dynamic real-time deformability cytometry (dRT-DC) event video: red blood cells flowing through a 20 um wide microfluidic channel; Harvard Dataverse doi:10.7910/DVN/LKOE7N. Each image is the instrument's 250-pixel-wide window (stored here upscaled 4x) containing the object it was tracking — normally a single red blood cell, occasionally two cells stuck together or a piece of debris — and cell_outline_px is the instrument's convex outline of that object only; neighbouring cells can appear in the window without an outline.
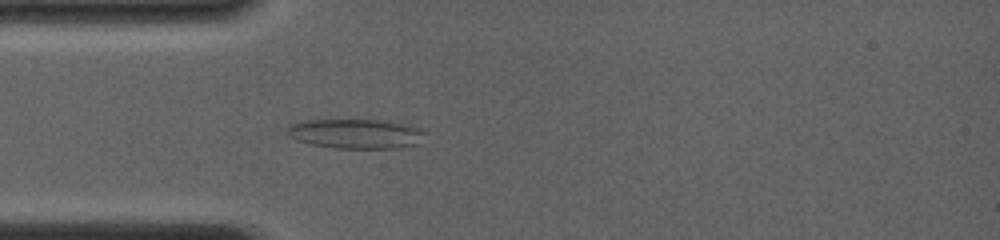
{"species": "common noctule bat (a hibernating species)", "species_latin": "Nyctalus noctula", "temperature_condition": "room temperature", "stored_images_in_passage": 32, "camera_frame_rate_fps": 4000, "um_per_image_px": 0.085, "animal": {"sex": "female", "body_mass_g": 19.0, "forearm_length_mm": 56.7}, "frame": {"image": 1, "passage_image": 7, "time_ms": 2.5, "image_size_px": [1000, 240], "cell_outline_px": [[424, 132], [416, 144], [400, 148], [336, 148], [312, 144], [296, 140], [288, 136], [288, 124], [300, 120], [380, 120], [408, 124], [424, 128]], "centroid_in_image_um": [30.22, 11.35], "position_along_channel_um": 54.8, "area_um2": 23.81}}
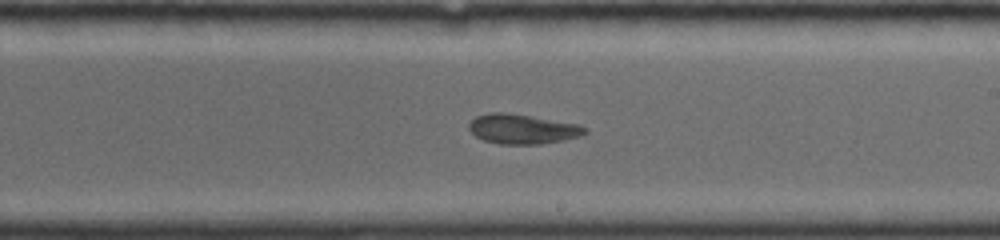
{"frame": {"image": 2, "passage_image": 18, "time_ms": 7.25, "image_size_px": [1000, 240], "cell_outline_px": [[588, 132], [584, 136], [564, 140], [540, 144], [500, 144], [484, 140], [476, 136], [468, 128], [468, 124], [476, 116], [488, 112], [508, 112], [580, 124], [588, 128]], "centroid_in_image_um": [44.46, 10.96], "position_along_channel_um": 244.5, "area_um2": 20.4}}
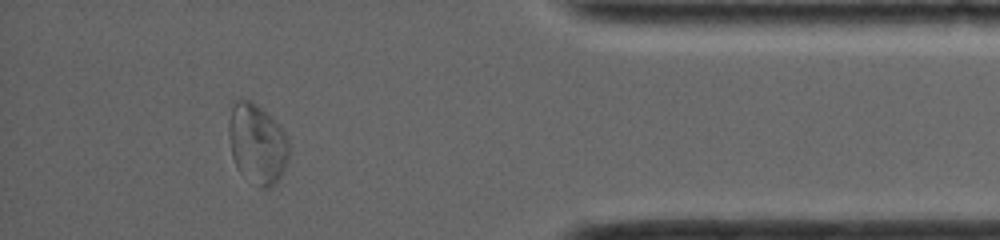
{"frame": {"image": 3, "passage_image": 29, "time_ms": 12.0, "image_size_px": [1000, 240], "cell_outline_px": [[288, 160], [280, 176], [272, 188], [260, 188], [240, 172], [232, 156], [228, 136], [228, 124], [232, 100], [252, 100], [280, 124], [288, 140]], "centroid_in_image_um": [21.84, 12.19], "position_along_channel_um": 413.4, "area_um2": 28.26}, "authors_computed_cell_mechanics": {"area_um2": 21.8773, "velocity_mm_per_s": 4.0558, "shape_relaxation_time_tau1_ms": null, "shape_relaxation_time_tau2_ms": 1.9607, "deformation_change_tau1": null, "deformation_change_tau2": 0.0673}}